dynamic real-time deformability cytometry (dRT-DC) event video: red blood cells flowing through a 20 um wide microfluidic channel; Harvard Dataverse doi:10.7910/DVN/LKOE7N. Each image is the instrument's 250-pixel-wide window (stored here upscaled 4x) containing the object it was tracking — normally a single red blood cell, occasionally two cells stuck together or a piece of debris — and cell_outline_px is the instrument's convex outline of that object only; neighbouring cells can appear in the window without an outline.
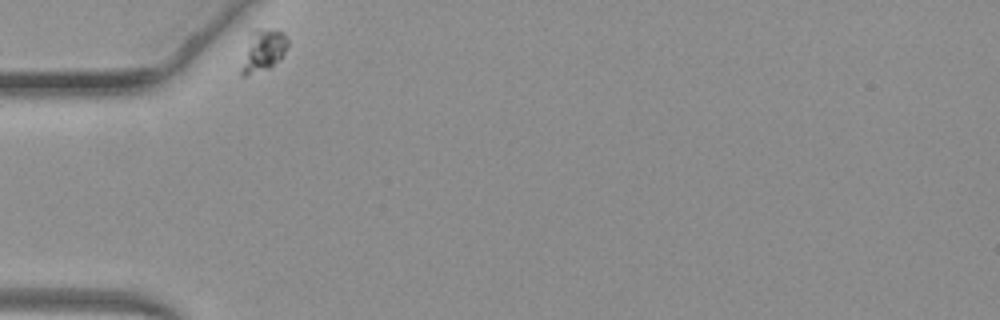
{"species": "common noctule bat (a hibernating species)", "species_latin": "Nyctalus noctula", "temperature_condition": "warm", "stored_images_in_passage": 38, "camera_frame_rate_fps": 3000, "um_per_image_px": 0.085, "animal": {"sex": "female", "body_mass_g": 19.3, "forearm_length_mm": 54.1}, "frame": {"image": 1, "passage_image": 1, "time_ms": 0.0, "image_size_px": [1000, 320], "cell_outline_px": [[288, 44], [280, 60], [272, 68], [248, 76], [240, 76], [240, 68], [248, 32], [252, 28], [276, 28], [284, 32], [288, 40]], "centroid_in_image_um": [22.33, 4.27], "position_along_channel_um": 62.7, "area_um2": 12.2}}
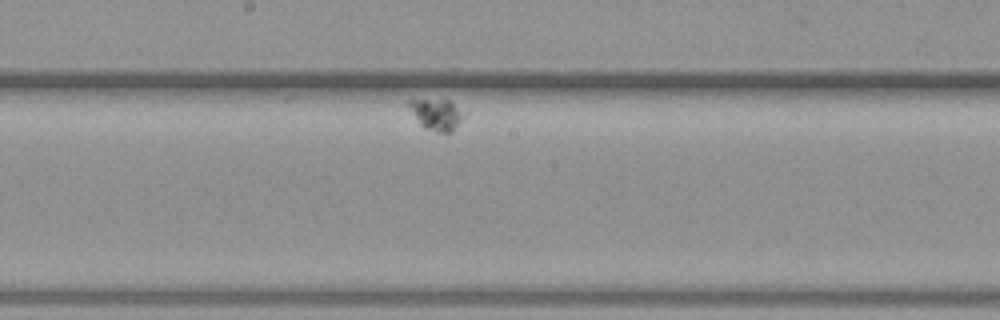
{"frame": {"image": 2, "passage_image": 20, "time_ms": 6.333, "image_size_px": [1000, 320], "cell_outline_px": [[468, 112], [452, 132], [436, 132], [424, 128], [420, 124], [412, 112], [408, 104], [408, 100], [452, 100]], "centroid_in_image_um": [37.2, 9.72], "position_along_channel_um": 211.0, "area_um2": 10.17}}
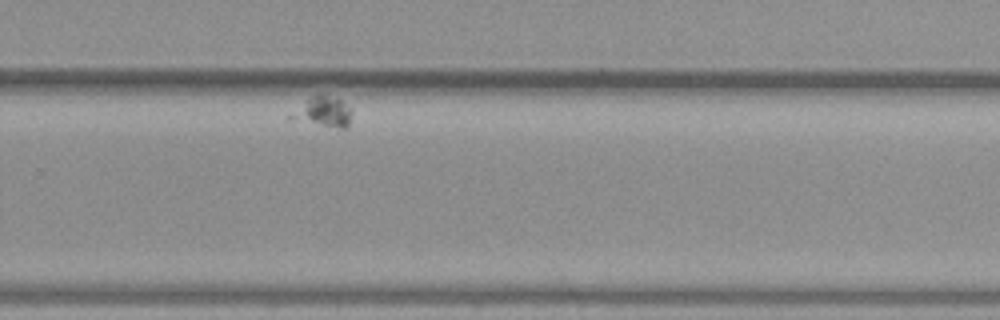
{"frame": {"image": 3, "passage_image": 30, "time_ms": 9.667, "image_size_px": [1000, 320], "cell_outline_px": [[352, 112], [348, 128], [340, 128], [284, 120], [308, 96], [320, 92], [340, 100], [352, 108]], "centroid_in_image_um": [27.4, 9.5], "position_along_channel_um": 302.4, "area_um2": 11.27}}